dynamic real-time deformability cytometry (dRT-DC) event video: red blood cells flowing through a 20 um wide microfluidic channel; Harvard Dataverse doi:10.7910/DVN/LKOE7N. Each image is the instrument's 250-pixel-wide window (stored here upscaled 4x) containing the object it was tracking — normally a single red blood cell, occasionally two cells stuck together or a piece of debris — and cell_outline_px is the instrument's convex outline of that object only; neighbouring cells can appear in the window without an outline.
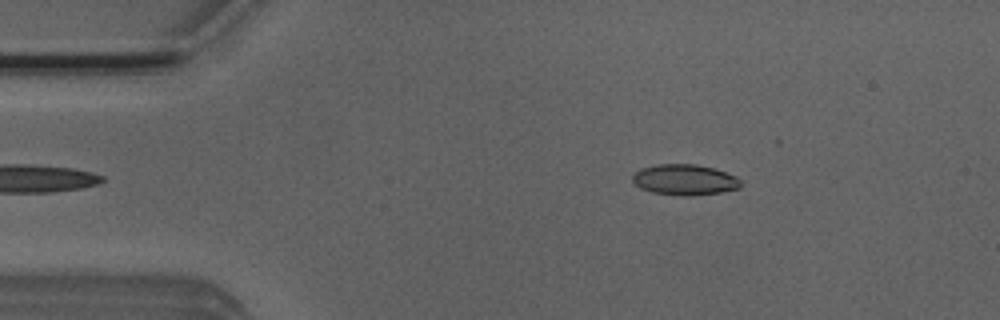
{"species": "Egyptian fruit bat (a non-hibernating species)", "species_latin": "Rousettus aegyptiacus", "temperature_condition": "room temperature", "stored_images_in_passage": 44, "camera_frame_rate_fps": 3000, "um_per_image_px": 0.085, "animal": {"sex": "male"}, "frame": {"image": 1, "passage_image": 8, "time_ms": 2.333, "image_size_px": [1000, 320], "cell_outline_px": [[740, 188], [720, 192], [692, 196], [684, 196], [652, 192], [640, 188], [632, 180], [632, 176], [640, 168], [656, 164], [696, 164], [716, 168], [736, 176], [740, 180]], "centroid_in_image_um": [58.2, 15.27], "position_along_channel_um": 26.8, "area_um2": 19.48}}
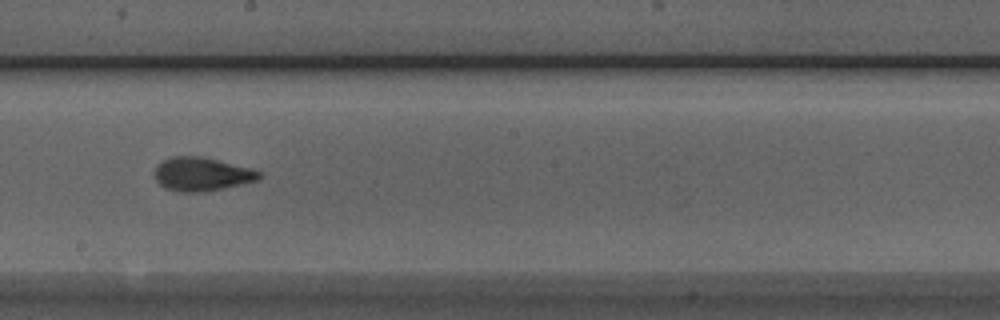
{"frame": {"image": 2, "passage_image": 28, "time_ms": 9.0, "image_size_px": [1000, 320], "cell_outline_px": [[264, 172], [260, 180], [204, 192], [180, 192], [164, 188], [156, 180], [156, 164], [172, 156], [200, 156]], "centroid_in_image_um": [17.16, 14.81], "position_along_channel_um": 231.0, "area_um2": 20.35}}
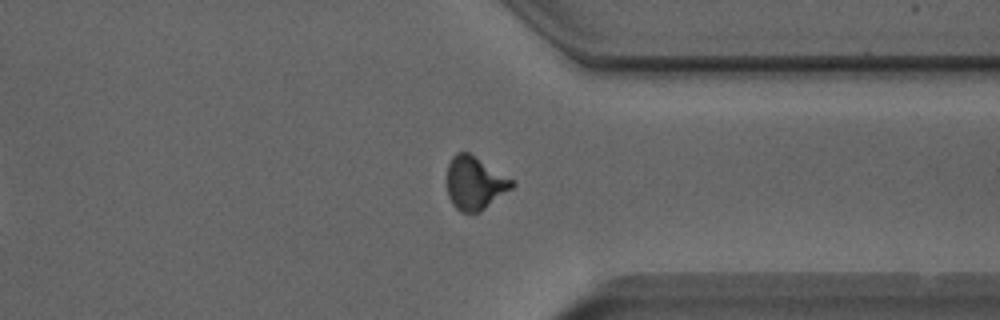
{"frame": {"image": 3, "passage_image": 39, "time_ms": 12.667, "image_size_px": [1000, 320], "cell_outline_px": [[516, 184], [512, 188], [480, 212], [460, 212], [452, 204], [448, 196], [444, 180], [448, 164], [452, 156], [456, 152], [468, 152], [512, 180]], "centroid_in_image_um": [40.28, 15.57], "position_along_channel_um": 371.1, "area_um2": 20.23}, "authors_computed_cell_mechanics": {"area_um2": 19.7098, "velocity_mm_per_s": 3.9115, "shape_relaxation_time_tau1_ms": 3.023, "shape_relaxation_time_tau2_ms": 0.9119, "deformation_change_tau1": 0.1516, "deformation_change_tau2": 0.0726}}